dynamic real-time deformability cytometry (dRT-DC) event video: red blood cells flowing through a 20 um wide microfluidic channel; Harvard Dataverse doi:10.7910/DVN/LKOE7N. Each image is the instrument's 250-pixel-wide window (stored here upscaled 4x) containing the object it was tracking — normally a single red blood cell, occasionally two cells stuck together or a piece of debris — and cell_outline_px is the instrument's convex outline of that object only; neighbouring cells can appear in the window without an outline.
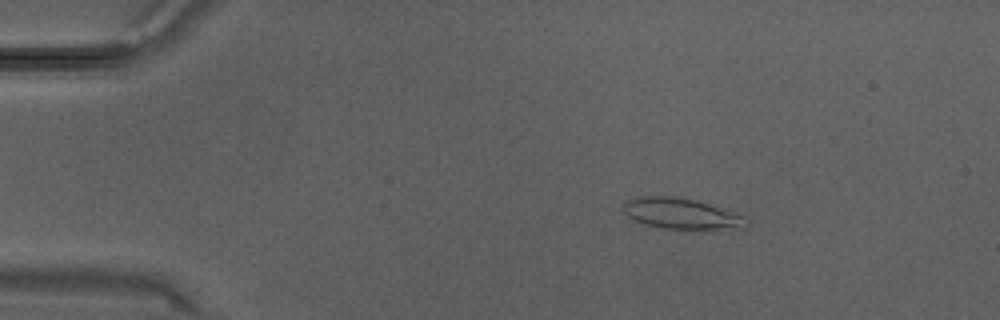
{"species": "Egyptian fruit bat (a non-hibernating species)", "species_latin": "Rousettus aegyptiacus", "temperature_condition": "warm", "stored_images_in_passage": 29, "camera_frame_rate_fps": 3000, "um_per_image_px": 0.085, "animal": {"sex": "male"}, "frame": {"image": 1, "passage_image": 5, "time_ms": 1.333, "image_size_px": [1000, 320], "cell_outline_px": [[752, 220], [744, 228], [664, 228], [644, 224], [628, 216], [624, 212], [624, 204], [628, 200], [644, 196], [668, 196], [696, 200], [748, 216]], "centroid_in_image_um": [58.0, 18.15], "position_along_channel_um": 27.0, "area_um2": 21.79}}
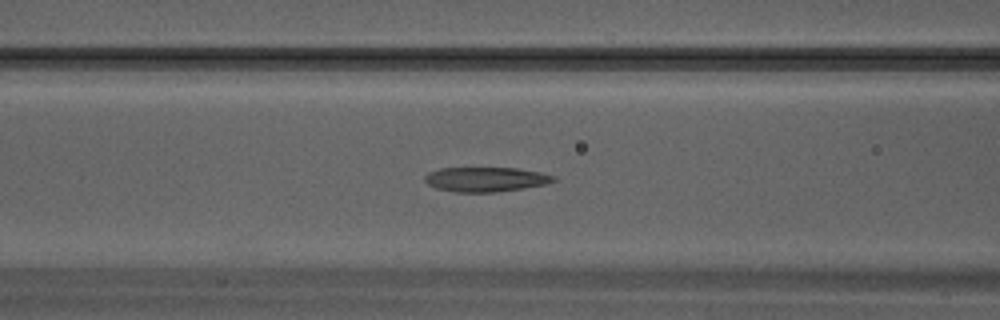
{"frame": {"image": 2, "passage_image": 13, "time_ms": 4.0, "image_size_px": [1000, 320], "cell_outline_px": [[556, 180], [544, 184], [524, 188], [496, 192], [456, 192], [436, 188], [428, 184], [424, 180], [424, 176], [428, 172], [440, 168], [516, 168], [540, 172], [556, 176]], "centroid_in_image_um": [41.27, 15.24], "position_along_channel_um": 125.3, "area_um2": 18.44}}
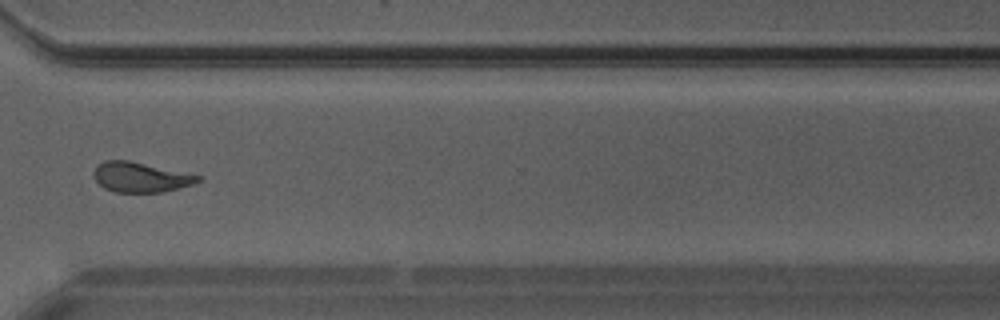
{"frame": {"image": 3, "passage_image": 24, "time_ms": 7.667, "image_size_px": [1000, 320], "cell_outline_px": [[204, 176], [200, 180], [192, 184], [180, 188], [160, 192], [116, 192], [104, 188], [92, 176], [92, 172], [96, 164], [104, 160], [128, 160]], "centroid_in_image_um": [11.92, 15.05], "position_along_channel_um": 358.7, "area_um2": 18.32}}